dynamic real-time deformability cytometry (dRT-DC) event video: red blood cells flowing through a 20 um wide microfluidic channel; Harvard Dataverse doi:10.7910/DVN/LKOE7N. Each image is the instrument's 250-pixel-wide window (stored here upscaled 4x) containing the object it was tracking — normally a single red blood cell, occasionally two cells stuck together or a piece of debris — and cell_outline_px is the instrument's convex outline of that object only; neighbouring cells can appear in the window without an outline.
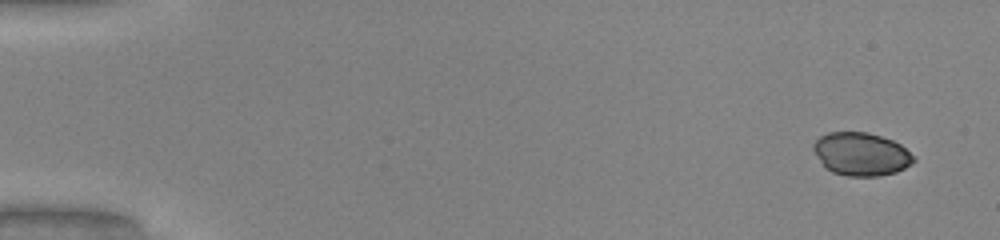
{"species": "common noctule bat (a hibernating species)", "species_latin": "Nyctalus noctula", "temperature_condition": "warm", "stored_images_in_passage": 8, "camera_frame_rate_fps": 3000, "um_per_image_px": 0.085, "animal": {"sex": "male", "body_mass_g": 20.0, "forearm_length_mm": 53.3}, "frame": {"image": 1, "passage_image": 1, "time_ms": 0.0, "image_size_px": [1000, 240], "cell_outline_px": [[916, 160], [912, 164], [896, 172], [880, 176], [848, 176], [832, 172], [824, 168], [812, 148], [812, 144], [820, 136], [828, 132], [868, 132], [892, 140], [900, 144], [916, 156]], "centroid_in_image_um": [73.2, 13.1], "position_along_channel_um": 11.8, "area_um2": 25.43}}